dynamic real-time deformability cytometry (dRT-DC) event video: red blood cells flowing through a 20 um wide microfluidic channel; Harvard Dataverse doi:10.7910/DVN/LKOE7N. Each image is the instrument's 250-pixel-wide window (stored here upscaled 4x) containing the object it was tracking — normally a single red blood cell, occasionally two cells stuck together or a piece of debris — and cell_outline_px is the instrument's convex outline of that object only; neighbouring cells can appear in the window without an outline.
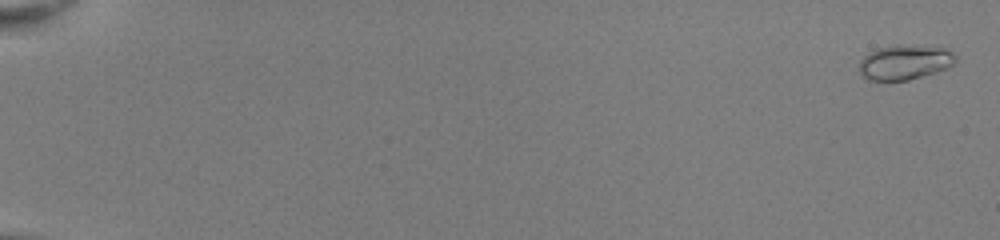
{"species": "common noctule bat (a hibernating species)", "species_latin": "Nyctalus noctula", "temperature_condition": "room temperature", "stored_images_in_passage": 53, "camera_frame_rate_fps": 3000, "um_per_image_px": 0.085, "animal": {"sex": "female", "body_mass_g": 22.0, "forearm_length_mm": 56.7}, "frame": {"image": 1, "passage_image": 2, "time_ms": 0.333, "image_size_px": [1000, 240], "cell_outline_px": [[956, 64], [936, 72], [908, 80], [868, 80], [860, 72], [860, 60], [868, 52], [876, 48], [896, 44], [900, 44], [944, 48], [952, 52], [956, 56]], "centroid_in_image_um": [76.91, 5.28], "position_along_channel_um": 8.1, "area_um2": 19.59}}
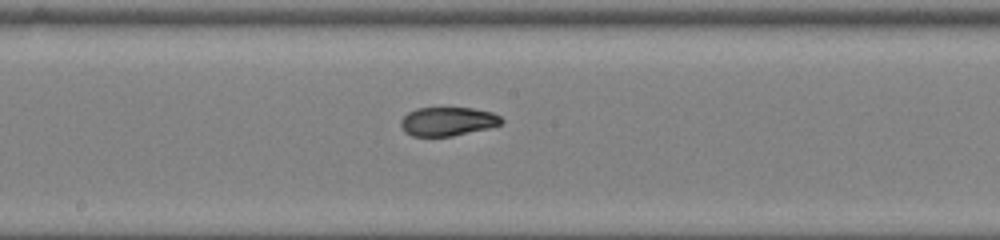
{"frame": {"image": 2, "passage_image": 32, "time_ms": 10.333, "image_size_px": [1000, 240], "cell_outline_px": [[504, 120], [500, 124], [488, 128], [452, 136], [412, 136], [404, 132], [400, 124], [400, 120], [408, 112], [416, 108], [472, 108], [492, 112], [500, 116]], "centroid_in_image_um": [38.03, 10.32], "position_along_channel_um": 210.2, "area_um2": 16.88}}
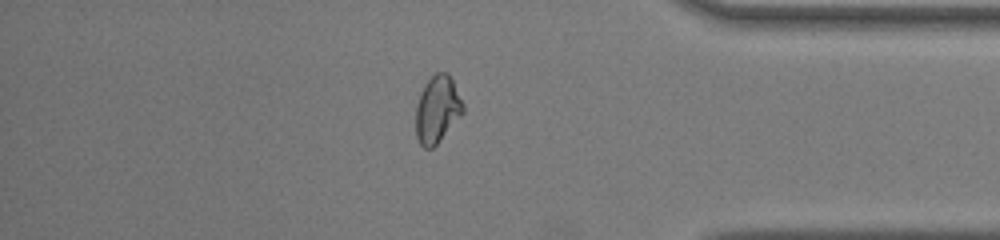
{"frame": {"image": 3, "passage_image": 47, "time_ms": 15.333, "image_size_px": [1000, 240], "cell_outline_px": [[464, 112], [436, 144], [432, 148], [424, 148], [420, 144], [416, 136], [416, 108], [420, 92], [424, 84], [436, 72], [448, 72], [464, 104]], "centroid_in_image_um": [37.16, 9.28], "position_along_channel_um": 398.0, "area_um2": 18.32}, "authors_computed_cell_mechanics": {"area_um2": 17.8024, "velocity_mm_per_s": 4.0498, "shape_relaxation_time_tau1_ms": null, "shape_relaxation_time_tau2_ms": 0.9913, "deformation_change_tau1": null, "deformation_change_tau2": 0.0446}}